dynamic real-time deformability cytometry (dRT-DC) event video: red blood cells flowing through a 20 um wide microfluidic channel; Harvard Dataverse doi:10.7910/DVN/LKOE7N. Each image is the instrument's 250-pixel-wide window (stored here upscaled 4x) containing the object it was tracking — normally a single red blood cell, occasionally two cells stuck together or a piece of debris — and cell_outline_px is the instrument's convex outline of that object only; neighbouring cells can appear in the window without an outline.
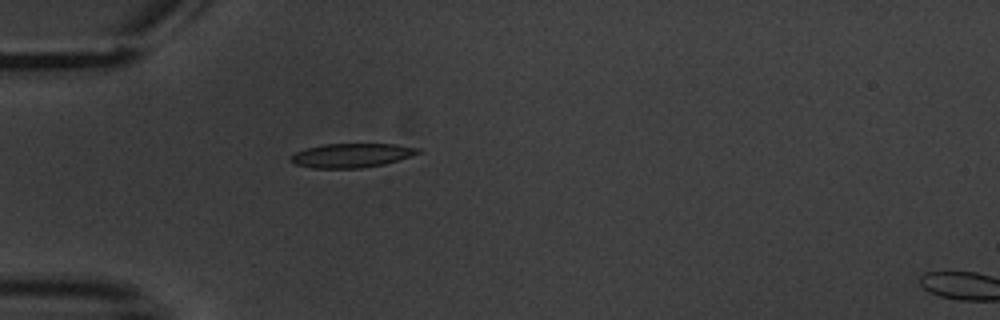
{"species": "common noctule bat (a hibernating species)", "species_latin": "Nyctalus noctula", "temperature_condition": "warm", "stored_images_in_passage": 1, "camera_frame_rate_fps": 3000, "um_per_image_px": 0.085, "animal": {"sex": "male", "body_mass_g": 20.1, "forearm_length_mm": 53.5}, "frame": {"image": 1, "passage_image": 1, "time_ms": 0.0, "image_size_px": [1000, 320], "cell_outline_px": [[424, 152], [412, 156], [384, 164], [360, 168], [312, 168], [296, 164], [288, 160], [288, 156], [296, 152], [308, 148], [324, 144], [396, 144], [420, 148]], "centroid_in_image_um": [29.91, 13.21], "position_along_channel_um": 55.1, "area_um2": 17.98}}